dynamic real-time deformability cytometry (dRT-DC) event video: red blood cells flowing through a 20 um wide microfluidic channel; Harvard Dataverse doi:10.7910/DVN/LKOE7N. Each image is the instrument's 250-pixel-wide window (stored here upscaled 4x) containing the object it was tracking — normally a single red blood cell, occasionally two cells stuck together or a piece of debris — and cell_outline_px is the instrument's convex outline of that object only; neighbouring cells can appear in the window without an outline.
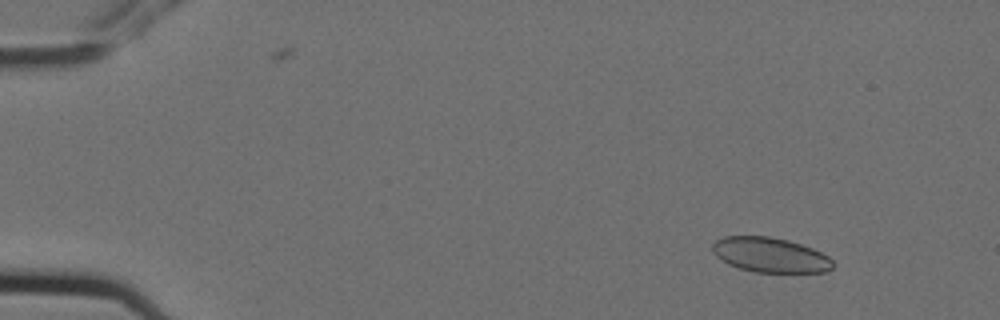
{"species": "Egyptian fruit bat (a non-hibernating species)", "species_latin": "Rousettus aegyptiacus", "temperature_condition": "cold", "stored_images_in_passage": 5, "camera_frame_rate_fps": 3000, "um_per_image_px": 0.085, "animal": {"sex": "female"}, "frame": {"image": 1, "passage_image": 2, "time_ms": 0.333, "image_size_px": [1000, 320], "cell_outline_px": [[832, 268], [828, 272], [756, 272], [740, 268], [728, 264], [716, 256], [712, 252], [712, 244], [716, 240], [724, 236], [768, 236], [788, 240], [812, 248], [828, 256], [832, 260]], "centroid_in_image_um": [65.45, 21.66], "position_along_channel_um": 19.6, "area_um2": 24.39}}
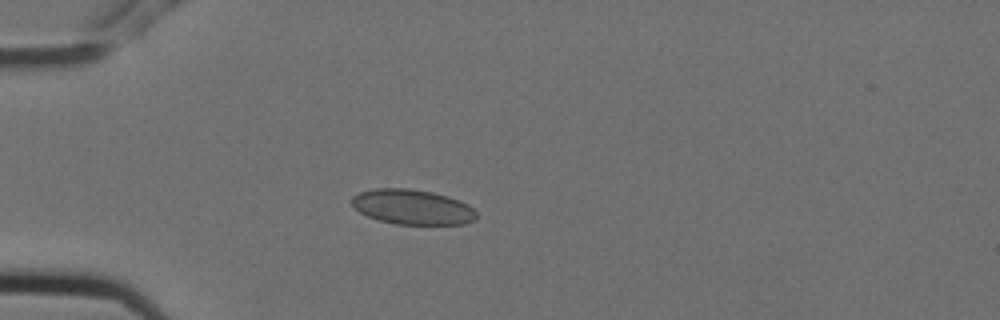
{"frame": {"image": 2, "passage_image": 5, "time_ms": 1.333, "image_size_px": [1000, 320], "cell_outline_px": [[476, 220], [464, 224], [396, 224], [380, 220], [368, 216], [360, 212], [352, 204], [352, 196], [360, 192], [376, 188], [408, 188], [432, 192], [448, 196], [468, 204], [476, 212]], "centroid_in_image_um": [35.07, 17.59], "position_along_channel_um": 49.9, "area_um2": 25.32}}